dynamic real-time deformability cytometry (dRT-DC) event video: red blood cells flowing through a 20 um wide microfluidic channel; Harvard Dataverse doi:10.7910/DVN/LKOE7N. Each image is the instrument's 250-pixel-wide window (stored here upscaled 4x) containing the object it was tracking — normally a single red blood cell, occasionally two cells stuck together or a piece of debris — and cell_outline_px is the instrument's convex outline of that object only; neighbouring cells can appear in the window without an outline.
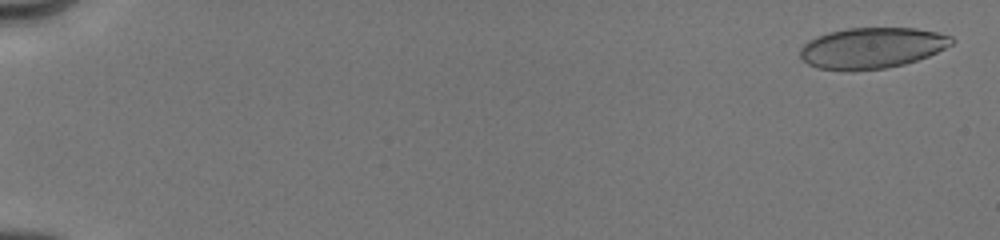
{"species": "human", "species_latin": "Homo sapiens", "temperature_condition": "cold", "stored_images_in_passage": 51, "camera_frame_rate_fps": 3000, "um_per_image_px": 0.085, "donor": {"sex": "male"}, "frame": {"image": 1, "passage_image": 3, "time_ms": 0.333, "image_size_px": [1000, 240], "cell_outline_px": [[956, 40], [952, 44], [928, 56], [904, 64], [884, 68], [816, 68], [808, 64], [800, 56], [800, 48], [808, 40], [816, 36], [828, 32], [848, 28], [916, 28], [936, 32], [952, 36]], "centroid_in_image_um": [74.13, 4.03], "position_along_channel_um": 10.9, "area_um2": 35.37}}
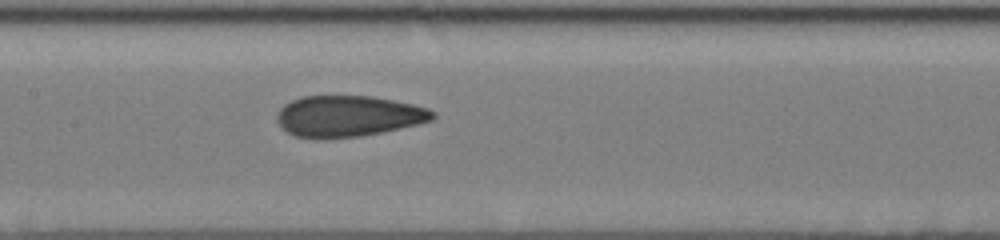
{"frame": {"image": 2, "passage_image": 26, "time_ms": 9.0, "image_size_px": [1000, 240], "cell_outline_px": [[436, 116], [432, 120], [420, 124], [360, 136], [316, 140], [296, 136], [288, 132], [276, 120], [276, 116], [280, 108], [284, 104], [300, 96], [372, 96], [412, 104], [428, 108], [436, 112]], "centroid_in_image_um": [29.59, 9.88], "position_along_channel_um": 177.8, "area_um2": 37.51}}
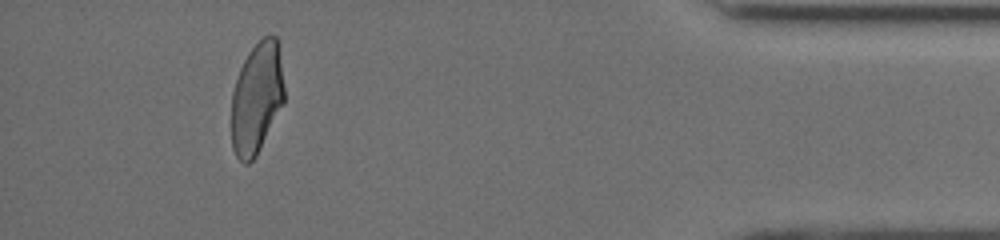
{"frame": {"image": 3, "passage_image": 44, "time_ms": 16.0, "image_size_px": [1000, 240], "cell_outline_px": [[284, 104], [256, 156], [248, 164], [244, 164], [236, 156], [232, 148], [232, 92], [240, 68], [248, 52], [264, 36], [276, 36], [280, 44], [284, 88]], "centroid_in_image_um": [21.84, 8.33], "position_along_channel_um": 413.4, "area_um2": 34.56}, "authors_computed_cell_mechanics": {"area_um2": 36.9342, "velocity_mm_per_s": 4.0317, "shape_relaxation_time_tau1_ms": 6.024, "shape_relaxation_time_tau2_ms": 1.0641, "deformation_change_tau1": 0.1695, "deformation_change_tau2": 0.0801}}